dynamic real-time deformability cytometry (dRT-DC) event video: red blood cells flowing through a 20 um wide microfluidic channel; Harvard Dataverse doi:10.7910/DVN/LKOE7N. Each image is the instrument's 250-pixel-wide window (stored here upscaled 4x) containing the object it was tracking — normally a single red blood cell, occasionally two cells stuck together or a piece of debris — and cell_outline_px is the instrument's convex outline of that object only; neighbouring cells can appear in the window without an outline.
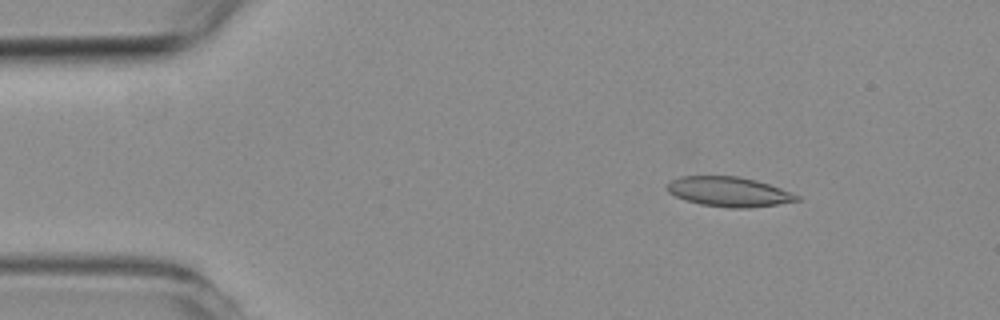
{"species": "common noctule bat (a hibernating species)", "species_latin": "Nyctalus noctula", "temperature_condition": "room temperature", "stored_images_in_passage": 4, "camera_frame_rate_fps": 3000, "um_per_image_px": 0.085, "animal": {"sex": "female", "body_mass_g": 19.3, "forearm_length_mm": 54.1}, "frame": {"image": 1, "passage_image": 2, "time_ms": 1.333, "image_size_px": [1000, 320], "cell_outline_px": [[800, 200], [776, 204], [748, 208], [732, 208], [700, 204], [676, 196], [668, 192], [668, 184], [672, 180], [680, 176], [736, 176], [756, 180], [780, 188], [800, 196]], "centroid_in_image_um": [61.96, 16.29], "position_along_channel_um": 23.0, "area_um2": 22.14}}